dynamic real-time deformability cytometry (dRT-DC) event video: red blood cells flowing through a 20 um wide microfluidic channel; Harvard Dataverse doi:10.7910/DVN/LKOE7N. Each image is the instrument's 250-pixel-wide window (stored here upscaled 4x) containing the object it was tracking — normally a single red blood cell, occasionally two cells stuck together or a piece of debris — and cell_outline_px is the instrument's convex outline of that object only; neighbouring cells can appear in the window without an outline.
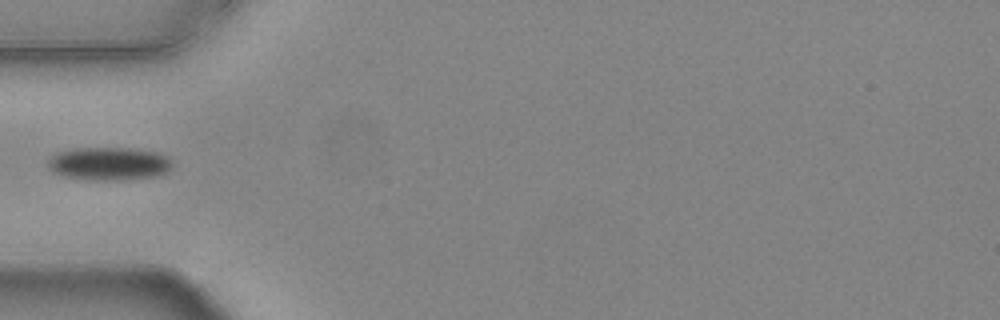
{"species": "common noctule bat (a hibernating species)", "species_latin": "Nyctalus noctula", "temperature_condition": "warm", "stored_images_in_passage": 37, "camera_frame_rate_fps": 3000, "um_per_image_px": 0.085, "animal": {"sex": "female", "body_mass_g": 24.6, "forearm_length_mm": 56.2}, "frame": {"image": 1, "passage_image": 1, "time_ms": 0.0, "image_size_px": [1000, 320], "cell_outline_px": [[172, 168], [168, 172], [160, 176], [120, 180], [84, 180], [64, 176], [52, 172], [48, 168], [48, 160], [52, 156], [60, 152], [72, 148], [128, 148], [156, 152], [168, 156], [172, 160]], "centroid_in_image_um": [9.29, 13.93], "position_along_channel_um": 75.7, "area_um2": 24.33}}
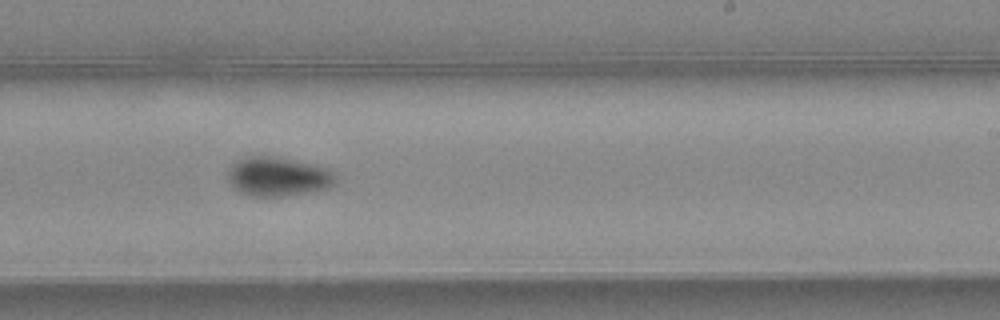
{"frame": {"image": 2, "passage_image": 16, "time_ms": 5.0, "image_size_px": [1000, 320], "cell_outline_px": [[336, 184], [328, 188], [280, 196], [252, 196], [240, 192], [228, 180], [228, 168], [236, 160], [248, 156], [276, 156], [316, 164], [328, 168], [336, 172]], "centroid_in_image_um": [23.66, 14.98], "position_along_channel_um": 265.3, "area_um2": 24.74}}
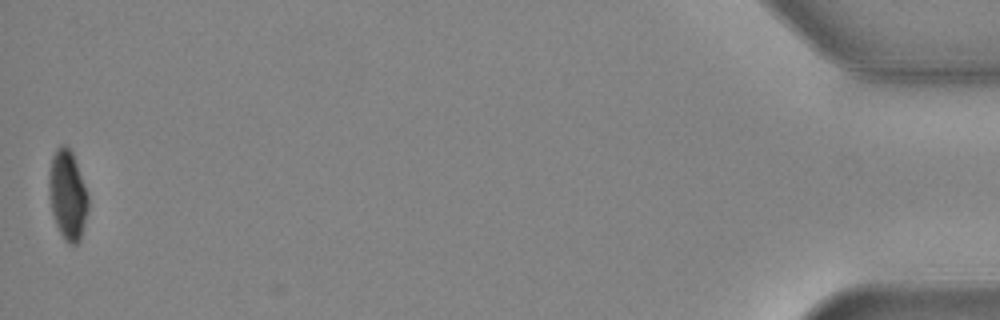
{"frame": {"image": 3, "passage_image": 37, "time_ms": 12.0, "image_size_px": [1000, 320], "cell_outline_px": [[88, 208], [80, 240], [76, 244], [68, 244], [64, 240], [56, 224], [52, 212], [48, 188], [48, 172], [52, 156], [56, 148], [60, 144], [64, 144], [72, 152], [88, 192]], "centroid_in_image_um": [5.73, 16.55], "position_along_channel_um": 429.5, "area_um2": 20.58}}